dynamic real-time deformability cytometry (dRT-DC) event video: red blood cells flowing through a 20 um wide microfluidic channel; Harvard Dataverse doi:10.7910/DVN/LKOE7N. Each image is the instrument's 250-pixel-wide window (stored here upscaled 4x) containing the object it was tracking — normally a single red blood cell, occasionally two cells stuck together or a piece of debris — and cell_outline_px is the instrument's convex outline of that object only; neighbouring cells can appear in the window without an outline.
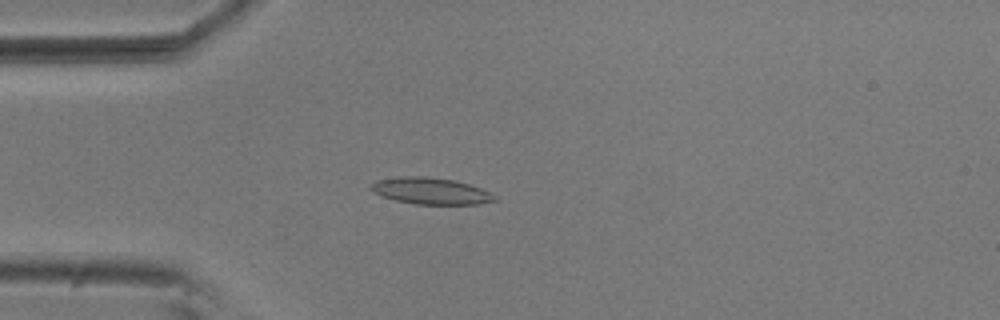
{"species": "common noctule bat (a hibernating species)", "species_latin": "Nyctalus noctula", "temperature_condition": "room temperature", "stored_images_in_passage": 54, "camera_frame_rate_fps": 3000, "um_per_image_px": 0.085, "animal": {"sex": "male", "body_mass_g": 20.5, "forearm_length_mm": 52.5}, "frame": {"image": 1, "passage_image": 14, "time_ms": 4.333, "image_size_px": [1000, 320], "cell_outline_px": [[500, 200], [476, 204], [416, 204], [396, 200], [380, 196], [372, 192], [368, 188], [376, 180], [400, 176], [424, 176], [452, 180], [468, 184], [480, 188], [496, 196]], "centroid_in_image_um": [36.57, 16.23], "position_along_channel_um": 48.4, "area_um2": 19.13}}
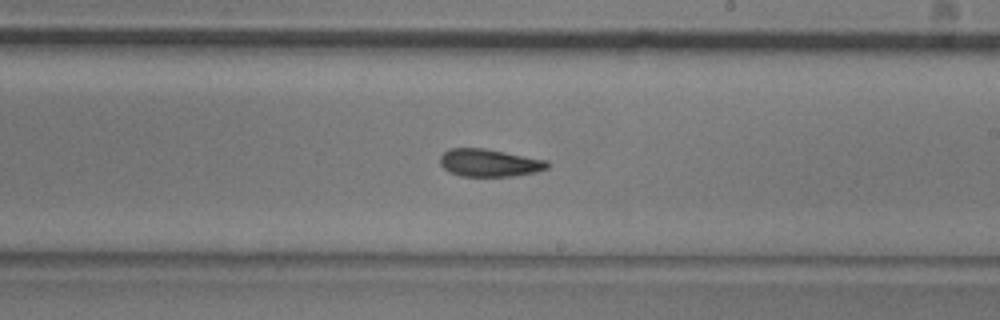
{"frame": {"image": 2, "passage_image": 31, "time_ms": 10.0, "image_size_px": [1000, 320], "cell_outline_px": [[552, 164], [548, 168], [536, 172], [512, 176], [460, 176], [448, 172], [440, 164], [440, 156], [448, 148], [484, 148], [548, 160]], "centroid_in_image_um": [41.61, 13.84], "position_along_channel_um": 247.4, "area_um2": 17.46}}
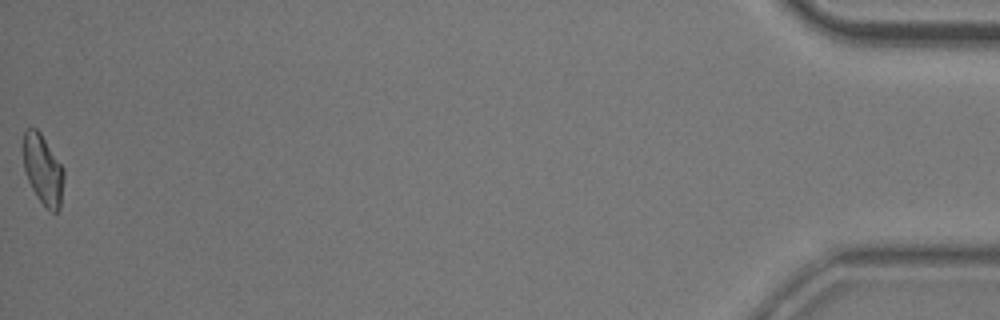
{"frame": {"image": 3, "passage_image": 54, "time_ms": 17.667, "image_size_px": [1000, 320], "cell_outline_px": [[64, 176], [60, 208], [56, 212], [52, 212], [36, 196], [28, 180], [24, 168], [24, 132], [28, 128], [36, 128], [40, 132], [64, 168]], "centroid_in_image_um": [3.67, 14.42], "position_along_channel_um": 431.5, "area_um2": 16.3}, "authors_computed_cell_mechanics": {"area_um2": 17.7446, "velocity_mm_per_s": 3.7203, "shape_relaxation_time_tau1_ms": 9.973, "shape_relaxation_time_tau2_ms": 5.9874, "deformation_change_tau1": 0.214, "deformation_change_tau2": 0.1151}}